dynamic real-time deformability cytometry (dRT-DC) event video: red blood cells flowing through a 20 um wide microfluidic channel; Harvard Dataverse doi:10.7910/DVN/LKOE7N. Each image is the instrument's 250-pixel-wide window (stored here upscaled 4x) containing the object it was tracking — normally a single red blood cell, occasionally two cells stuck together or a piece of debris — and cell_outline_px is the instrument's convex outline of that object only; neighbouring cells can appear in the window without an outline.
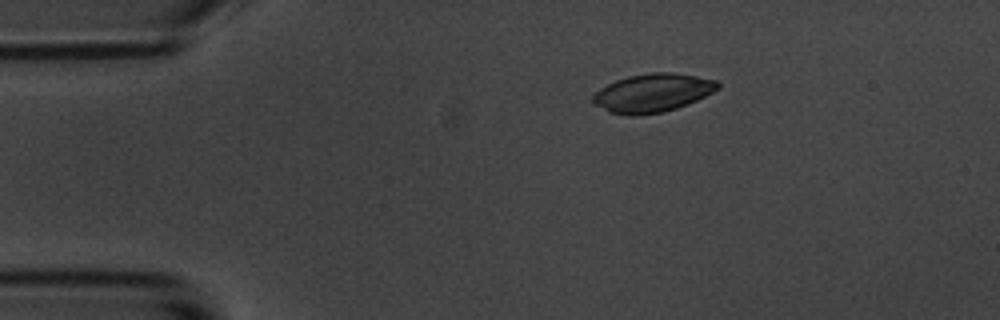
{"species": "common noctule bat (a hibernating species)", "species_latin": "Nyctalus noctula", "temperature_condition": "room temperature", "stored_images_in_passage": 47, "camera_frame_rate_fps": 3000, "um_per_image_px": 0.085, "animal": {"sex": "male", "body_mass_g": 20.1, "forearm_length_mm": 53.5}, "frame": {"image": 1, "passage_image": 1, "time_ms": 0.0, "image_size_px": [1000, 320], "cell_outline_px": [[720, 88], [688, 104], [664, 112], [632, 116], [608, 112], [592, 104], [592, 96], [600, 88], [616, 80], [628, 76], [648, 72], [672, 72], [696, 76], [716, 80], [720, 84]], "centroid_in_image_um": [55.44, 7.9], "position_along_channel_um": 29.6, "area_um2": 28.09}}
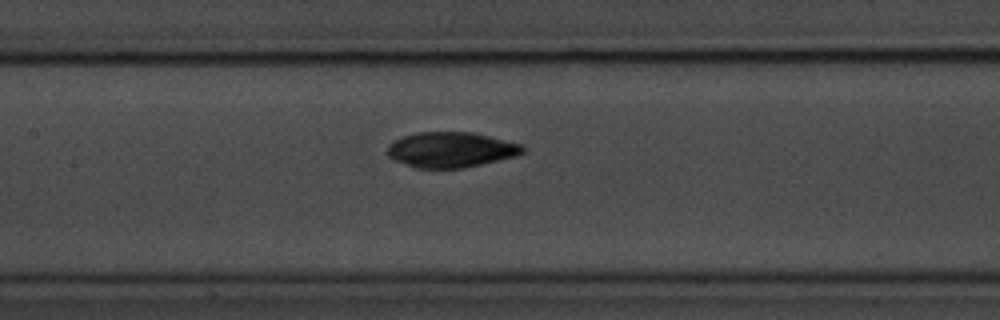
{"frame": {"image": 2, "passage_image": 17, "time_ms": 5.333, "image_size_px": [1000, 320], "cell_outline_px": [[524, 152], [516, 156], [464, 168], [416, 168], [396, 160], [388, 156], [388, 144], [392, 140], [404, 136], [420, 132], [472, 132], [524, 144]], "centroid_in_image_um": [38.35, 12.72], "position_along_channel_um": 169.0, "area_um2": 27.86}}
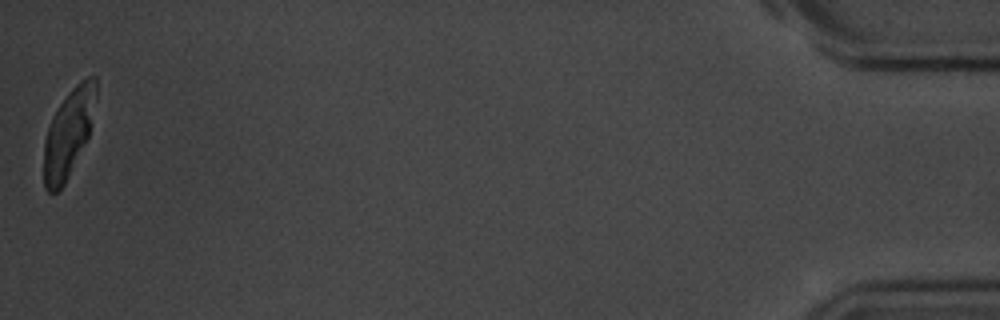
{"frame": {"image": 3, "passage_image": 47, "time_ms": 15.333, "image_size_px": [1000, 320], "cell_outline_px": [[96, 96], [88, 136], [64, 184], [56, 192], [48, 192], [44, 188], [44, 140], [52, 116], [68, 92], [80, 80], [88, 76], [96, 76]], "centroid_in_image_um": [5.8, 11.29], "position_along_channel_um": 429.4, "area_um2": 26.13}, "authors_computed_cell_mechanics": {"area_um2": 27.744, "velocity_mm_per_s": 3.5619, "shape_relaxation_time_tau1_ms": 6.0005, "shape_relaxation_time_tau2_ms": 2.2577, "deformation_change_tau1": 0.2728, "deformation_change_tau2": 0.0547}}